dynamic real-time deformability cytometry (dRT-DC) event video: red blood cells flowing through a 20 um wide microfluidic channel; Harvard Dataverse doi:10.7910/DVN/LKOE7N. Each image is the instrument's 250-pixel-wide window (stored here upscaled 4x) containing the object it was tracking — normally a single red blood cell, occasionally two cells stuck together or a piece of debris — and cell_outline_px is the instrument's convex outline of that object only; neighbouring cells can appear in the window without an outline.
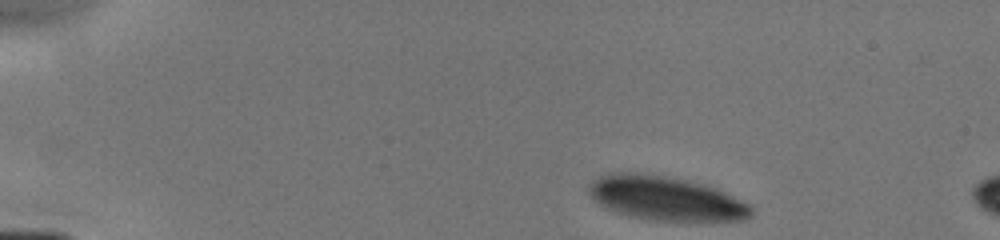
{"species": "human", "species_latin": "Homo sapiens", "temperature_condition": "cold", "stored_images_in_passage": 5, "camera_frame_rate_fps": 3000, "um_per_image_px": 0.085, "donor": {"sex": "male"}, "frame": {"image": 1, "passage_image": 1, "time_ms": 0.0, "image_size_px": [1000, 240], "cell_outline_px": [[752, 216], [744, 220], [652, 220], [628, 216], [616, 212], [600, 204], [588, 192], [588, 184], [592, 180], [608, 172], [640, 172], [668, 176], [688, 180], [704, 184], [716, 188], [752, 204]], "centroid_in_image_um": [56.59, 16.84], "position_along_channel_um": 28.4, "area_um2": 41.96}}